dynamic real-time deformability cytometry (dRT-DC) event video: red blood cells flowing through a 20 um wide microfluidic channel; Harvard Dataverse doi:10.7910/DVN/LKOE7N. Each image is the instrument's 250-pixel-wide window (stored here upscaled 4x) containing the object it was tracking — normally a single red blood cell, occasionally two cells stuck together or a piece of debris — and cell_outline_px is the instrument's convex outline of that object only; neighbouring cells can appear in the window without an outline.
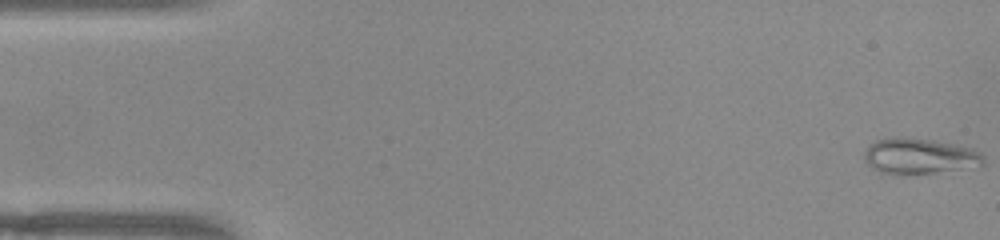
{"species": "common noctule bat (a hibernating species)", "species_latin": "Nyctalus noctula", "temperature_condition": "warm", "stored_images_in_passage": 12, "camera_frame_rate_fps": 3000, "um_per_image_px": 0.085, "animal": {"sex": "female", "body_mass_g": 22.0, "forearm_length_mm": 56.7}, "frame": {"image": 1, "passage_image": 1, "time_ms": 0.0, "image_size_px": [1000, 240], "cell_outline_px": [[984, 164], [932, 172], [904, 176], [892, 176], [880, 172], [872, 168], [864, 160], [864, 152], [868, 144], [876, 140], [936, 140], [972, 148], [980, 152], [984, 156]], "centroid_in_image_um": [78.11, 13.32], "position_along_channel_um": 6.9, "area_um2": 24.22}}